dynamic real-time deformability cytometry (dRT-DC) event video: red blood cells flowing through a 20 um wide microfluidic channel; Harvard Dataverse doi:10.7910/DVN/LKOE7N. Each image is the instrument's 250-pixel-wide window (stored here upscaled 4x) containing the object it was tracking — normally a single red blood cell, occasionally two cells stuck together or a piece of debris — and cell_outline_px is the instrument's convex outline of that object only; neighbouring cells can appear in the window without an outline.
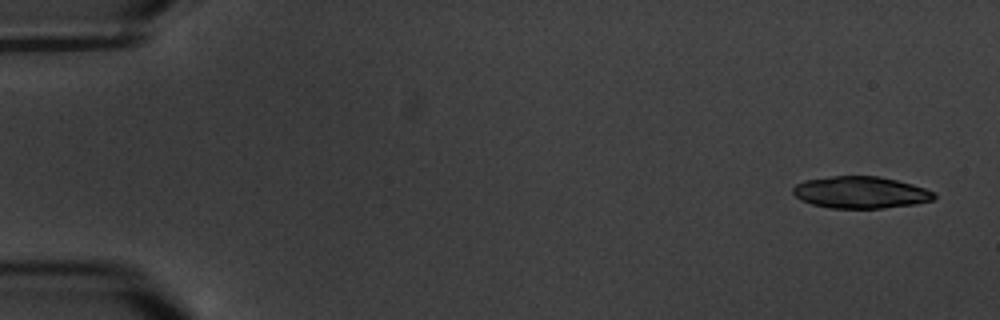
{"species": "common noctule bat (a hibernating species)", "species_latin": "Nyctalus noctula", "temperature_condition": "warm", "stored_images_in_passage": 5, "camera_frame_rate_fps": 3000, "um_per_image_px": 0.085, "animal": {"sex": "male", "body_mass_g": 20.1, "forearm_length_mm": 53.5}, "frame": {"image": 1, "passage_image": 1, "time_ms": 0.0, "image_size_px": [1000, 320], "cell_outline_px": [[936, 196], [932, 200], [916, 204], [880, 208], [828, 208], [812, 204], [800, 200], [792, 192], [792, 188], [796, 184], [804, 180], [832, 176], [880, 176], [912, 184], [936, 192]], "centroid_in_image_um": [73.14, 16.35], "position_along_channel_um": 11.9, "area_um2": 26.3}}
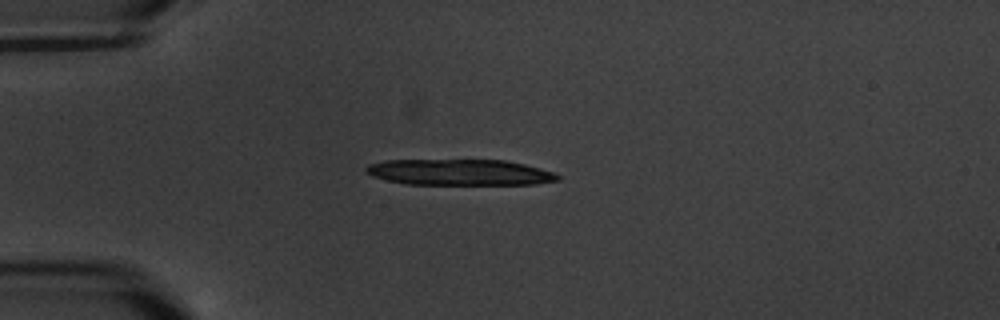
{"frame": {"image": 2, "passage_image": 5, "time_ms": 4.333, "image_size_px": [1000, 320], "cell_outline_px": [[560, 180], [536, 184], [408, 184], [388, 180], [372, 176], [364, 172], [364, 168], [368, 164], [388, 160], [504, 160], [524, 164], [556, 172], [560, 176]], "centroid_in_image_um": [39.09, 14.64], "position_along_channel_um": 45.9, "area_um2": 29.07}}